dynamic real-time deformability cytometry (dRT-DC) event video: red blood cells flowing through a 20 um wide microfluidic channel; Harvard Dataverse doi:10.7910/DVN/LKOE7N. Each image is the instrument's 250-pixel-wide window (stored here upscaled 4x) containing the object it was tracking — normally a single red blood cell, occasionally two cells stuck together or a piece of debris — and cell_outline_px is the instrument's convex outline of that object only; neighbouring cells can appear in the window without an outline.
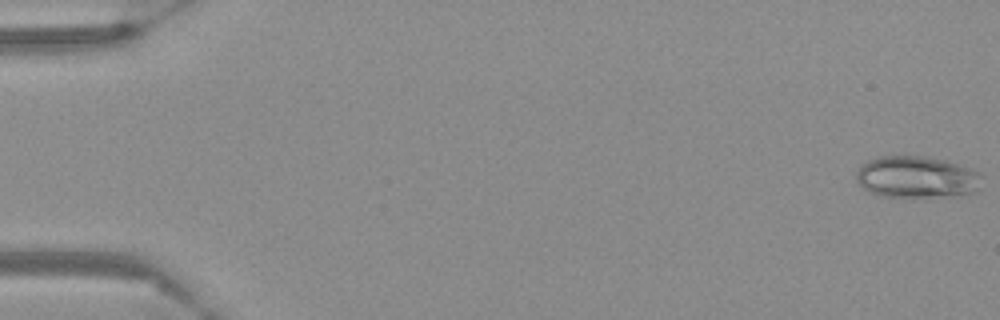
{"species": "Egyptian fruit bat (a non-hibernating species)", "species_latin": "Rousettus aegyptiacus", "temperature_condition": "warm", "stored_images_in_passage": 57, "camera_frame_rate_fps": 3000, "um_per_image_px": 0.085, "frame": {"image": 1, "passage_image": 1, "time_ms": 0.0, "image_size_px": [1000, 320], "cell_outline_px": [[980, 176], [972, 192], [932, 196], [880, 196], [868, 192], [856, 180], [856, 172], [868, 160], [880, 156], [928, 156], [944, 160], [980, 172]], "centroid_in_image_um": [77.81, 15.02], "position_along_channel_um": 7.2, "area_um2": 29.65}}
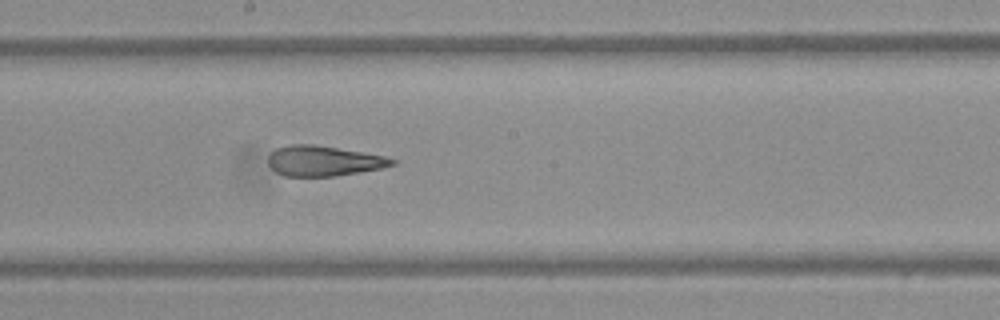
{"frame": {"image": 2, "passage_image": 32, "time_ms": 10.333, "image_size_px": [1000, 320], "cell_outline_px": [[396, 164], [380, 168], [360, 172], [336, 176], [284, 176], [276, 172], [268, 164], [268, 156], [276, 148], [292, 144], [316, 144], [384, 156], [396, 160]], "centroid_in_image_um": [27.48, 13.67], "position_along_channel_um": 220.7, "area_um2": 21.79}}
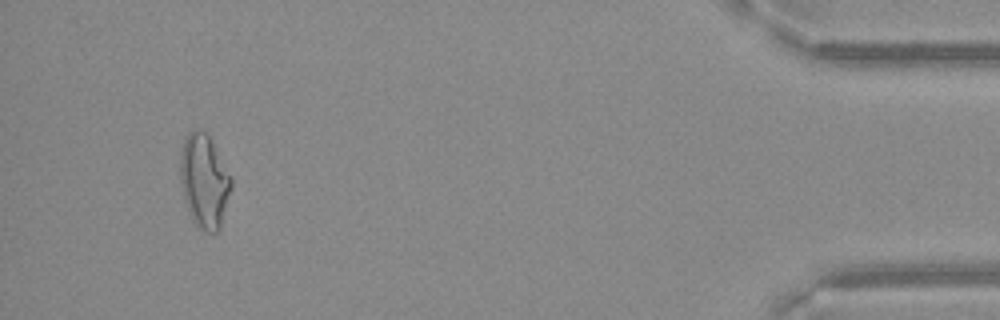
{"frame": {"image": 3, "passage_image": 54, "time_ms": 17.667, "image_size_px": [1000, 320], "cell_outline_px": [[232, 188], [220, 228], [216, 232], [204, 232], [192, 220], [188, 212], [184, 200], [180, 180], [180, 152], [184, 140], [188, 132], [196, 128], [200, 128], [208, 136], [232, 176]], "centroid_in_image_um": [17.35, 15.4], "position_along_channel_um": 417.8, "area_um2": 28.03}}